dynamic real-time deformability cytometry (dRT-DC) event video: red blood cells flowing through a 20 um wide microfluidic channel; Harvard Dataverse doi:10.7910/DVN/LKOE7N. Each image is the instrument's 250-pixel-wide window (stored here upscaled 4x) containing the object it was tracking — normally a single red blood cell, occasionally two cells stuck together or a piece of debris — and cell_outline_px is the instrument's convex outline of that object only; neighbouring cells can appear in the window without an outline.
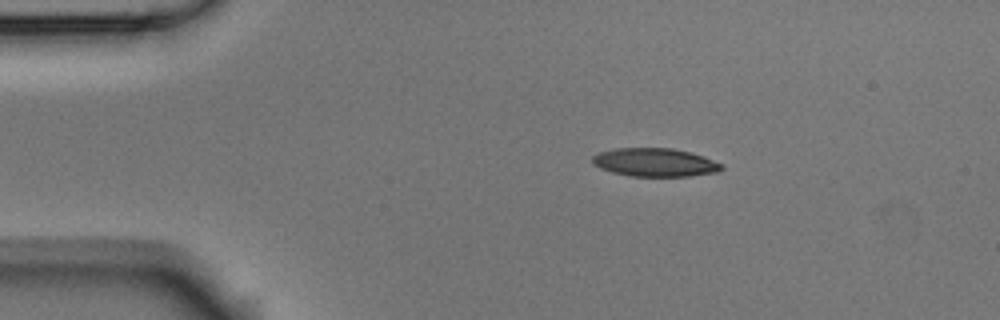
{"species": "Egyptian fruit bat (a non-hibernating species)", "species_latin": "Rousettus aegyptiacus", "temperature_condition": "room temperature", "stored_images_in_passage": 4, "camera_frame_rate_fps": 3000, "um_per_image_px": 0.085, "animal": {"sex": "male"}, "frame": {"image": 1, "passage_image": 3, "time_ms": 0.667, "image_size_px": [1000, 320], "cell_outline_px": [[724, 168], [720, 172], [692, 176], [628, 176], [612, 172], [600, 168], [592, 164], [592, 156], [596, 152], [616, 148], [672, 148], [704, 156], [724, 164]], "centroid_in_image_um": [55.68, 13.8], "position_along_channel_um": 29.3, "area_um2": 21.68}}